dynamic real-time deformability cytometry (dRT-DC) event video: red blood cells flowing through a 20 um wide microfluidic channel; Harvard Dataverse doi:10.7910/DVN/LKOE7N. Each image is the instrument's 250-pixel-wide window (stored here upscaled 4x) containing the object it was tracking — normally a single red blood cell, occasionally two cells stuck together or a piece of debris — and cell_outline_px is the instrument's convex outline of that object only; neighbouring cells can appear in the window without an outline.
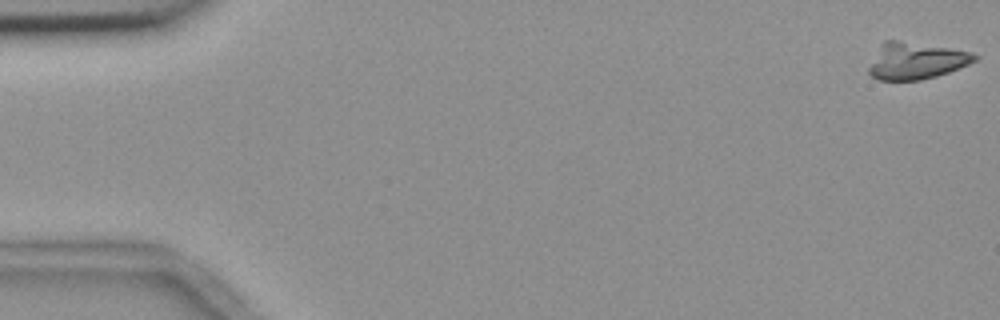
{"species": "common noctule bat (a hibernating species)", "species_latin": "Nyctalus noctula", "temperature_condition": "room temperature", "stored_images_in_passage": 55, "camera_frame_rate_fps": 3000, "um_per_image_px": 0.085, "animal": {"sex": "female", "body_mass_g": 18.4}, "frame": {"image": 1, "passage_image": 1, "time_ms": 0.0, "image_size_px": [1000, 320], "cell_outline_px": [[980, 56], [976, 60], [968, 64], [948, 72], [936, 76], [920, 80], [876, 80], [868, 72], [868, 68], [884, 40], [900, 40], [972, 52]], "centroid_in_image_um": [77.86, 5.17], "position_along_channel_um": 7.1, "area_um2": 22.43}}
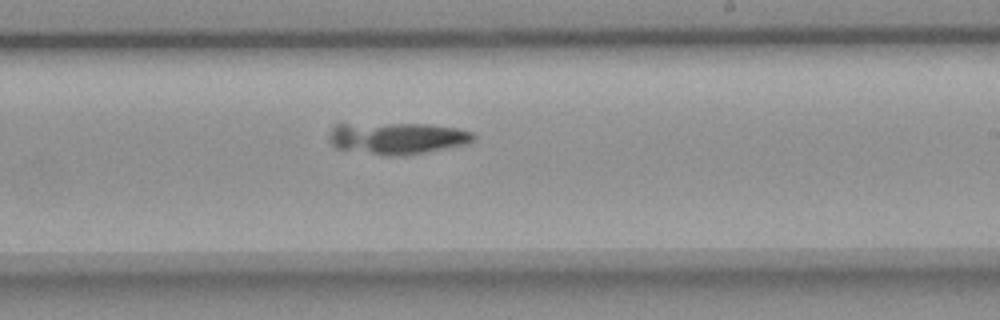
{"frame": {"image": 2, "passage_image": 33, "time_ms": 10.667, "image_size_px": [1000, 320], "cell_outline_px": [[476, 140], [468, 144], [424, 152], [392, 156], [388, 156], [336, 148], [328, 140], [328, 132], [336, 124], [428, 124], [456, 128], [472, 132], [476, 136]], "centroid_in_image_um": [33.76, 11.74], "position_along_channel_um": 255.2, "area_um2": 26.59}}
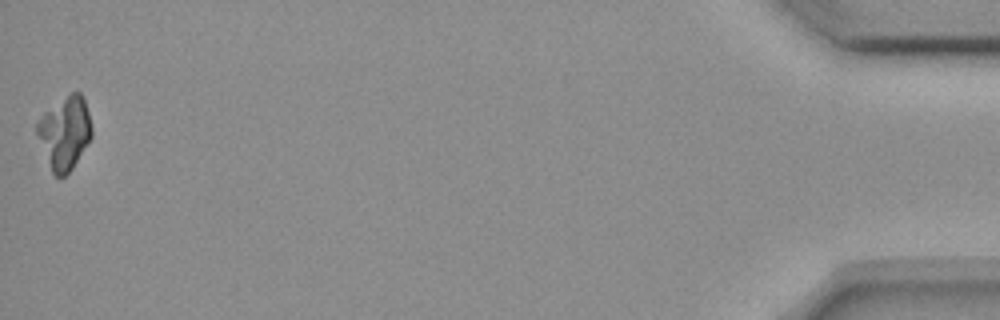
{"frame": {"image": 3, "passage_image": 55, "time_ms": 18.0, "image_size_px": [1000, 320], "cell_outline_px": [[92, 136], [72, 168], [64, 176], [56, 176], [52, 172], [36, 132], [36, 124], [44, 112], [72, 92], [80, 92], [84, 96], [92, 128]], "centroid_in_image_um": [5.51, 11.27], "position_along_channel_um": 429.7, "area_um2": 22.72}}